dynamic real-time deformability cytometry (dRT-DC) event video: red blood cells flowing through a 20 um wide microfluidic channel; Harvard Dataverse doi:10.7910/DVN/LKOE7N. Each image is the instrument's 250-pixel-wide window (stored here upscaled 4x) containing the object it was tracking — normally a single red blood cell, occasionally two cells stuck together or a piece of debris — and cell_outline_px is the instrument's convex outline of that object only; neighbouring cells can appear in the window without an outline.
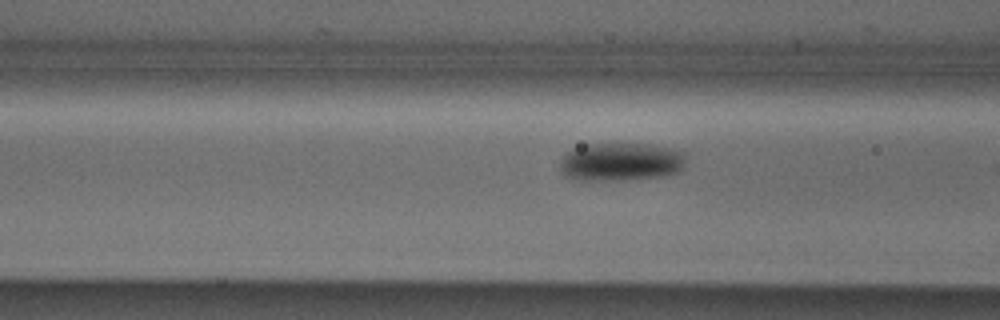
{"species": "Egyptian fruit bat (a non-hibernating species)", "species_latin": "Rousettus aegyptiacus", "temperature_condition": "cold", "stored_images_in_passage": 18, "camera_frame_rate_fps": 3000, "um_per_image_px": 0.085, "animal": {"sex": "male"}, "frame": {"image": 1, "passage_image": 16, "time_ms": 5.0, "image_size_px": [1000, 320], "cell_outline_px": [[688, 152], [684, 168], [676, 172], [664, 176], [616, 180], [580, 180], [564, 176], [560, 168], [560, 164], [564, 156], [572, 148], [584, 144], [652, 144]], "centroid_in_image_um": [52.82, 13.74], "position_along_channel_um": 113.8, "area_um2": 28.32}}